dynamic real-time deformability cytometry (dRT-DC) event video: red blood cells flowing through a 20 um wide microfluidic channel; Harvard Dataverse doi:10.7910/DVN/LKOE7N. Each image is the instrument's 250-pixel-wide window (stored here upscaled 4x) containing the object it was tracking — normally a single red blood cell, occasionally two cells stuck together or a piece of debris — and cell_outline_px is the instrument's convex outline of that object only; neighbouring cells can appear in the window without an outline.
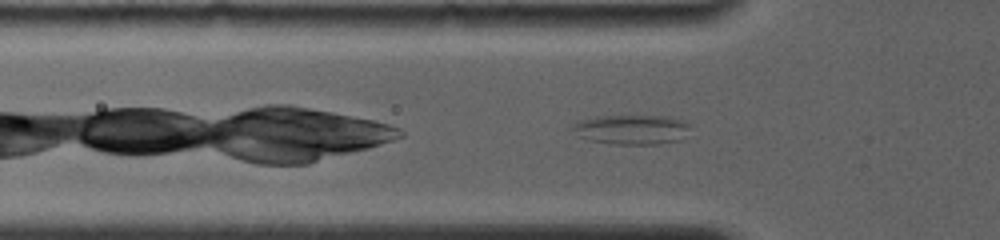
{"species": "common noctule bat (a hibernating species)", "species_latin": "Nyctalus noctula", "temperature_condition": "room temperature", "stored_images_in_passage": 35, "segment_of_instrument_passage": [1, 2], "camera_frame_rate_fps": 4000, "um_per_image_px": 0.085, "animal": {"sex": "female", "body_mass_g": 19.0, "forearm_length_mm": 56.7}, "frame": {"image": 1, "passage_image": 6, "time_ms": 1.0, "image_size_px": [1000, 240], "cell_outline_px": [[688, 128], [680, 140], [656, 144], [616, 144], [588, 140], [580, 136], [568, 128], [568, 124], [580, 120], [596, 116], [672, 116], [684, 120], [688, 124]], "centroid_in_image_um": [53.61, 10.99], "position_along_channel_um": 72.2, "area_um2": 20.46}}
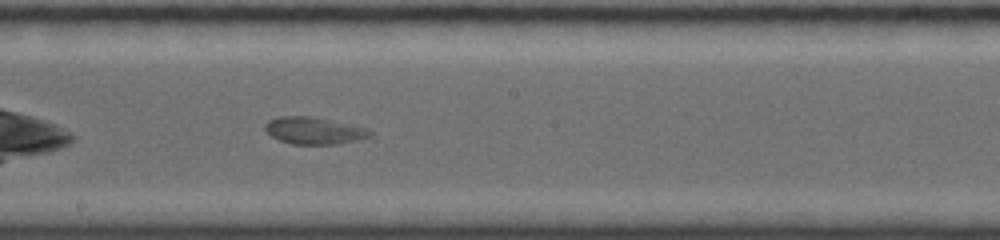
{"frame": {"image": 2, "passage_image": 18, "time_ms": 5.0, "image_size_px": [1000, 240], "cell_outline_px": [[372, 136], [340, 144], [292, 144], [280, 140], [272, 136], [264, 128], [264, 124], [268, 120], [280, 116], [312, 116], [352, 124], [368, 128], [372, 132]], "centroid_in_image_um": [26.72, 11.09], "position_along_channel_um": 221.5, "area_um2": 16.65}}
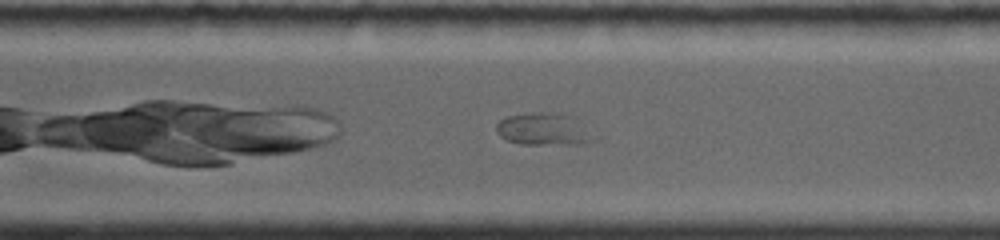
{"frame": {"image": 3, "passage_image": 31, "time_ms": 7.75, "image_size_px": [1000, 240], "cell_outline_px": [[600, 136], [592, 140], [576, 144], [520, 144], [508, 140], [500, 136], [496, 132], [496, 124], [500, 120], [508, 116], [532, 112], [556, 112], [572, 116]], "centroid_in_image_um": [46.26, 10.97], "position_along_channel_um": 324.3, "area_um2": 18.61}}